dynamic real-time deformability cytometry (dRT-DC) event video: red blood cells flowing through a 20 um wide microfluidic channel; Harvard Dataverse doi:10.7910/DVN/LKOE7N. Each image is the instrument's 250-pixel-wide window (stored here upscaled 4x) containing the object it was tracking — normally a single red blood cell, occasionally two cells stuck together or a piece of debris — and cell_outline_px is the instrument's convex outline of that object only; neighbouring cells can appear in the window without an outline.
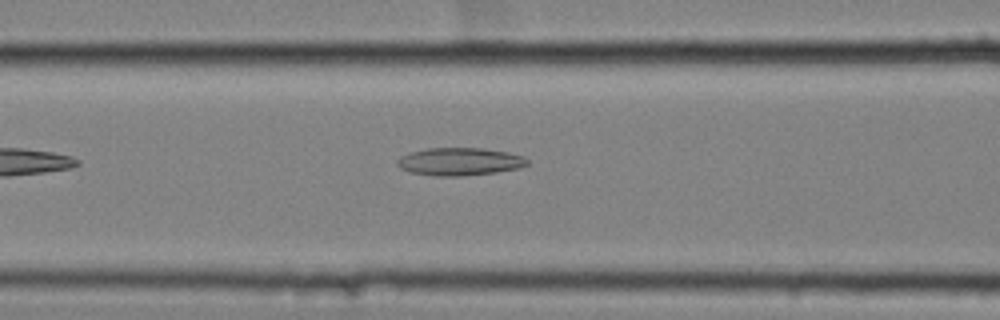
{"species": "common noctule bat (a hibernating species)", "species_latin": "Nyctalus noctula", "temperature_condition": "cold", "stored_images_in_passage": 17, "camera_frame_rate_fps": 3000, "um_per_image_px": 0.085, "animal": {"sex": "female", "body_mass_g": 25.1}, "frame": {"image": 1, "passage_image": 6, "time_ms": 1.667, "image_size_px": [1000, 320], "cell_outline_px": [[528, 164], [520, 168], [496, 172], [464, 176], [436, 176], [408, 172], [400, 168], [396, 164], [396, 160], [400, 156], [412, 152], [428, 148], [480, 148], [508, 152], [524, 156], [528, 160]], "centroid_in_image_um": [39.06, 13.74], "position_along_channel_um": 127.5, "area_um2": 21.15}}
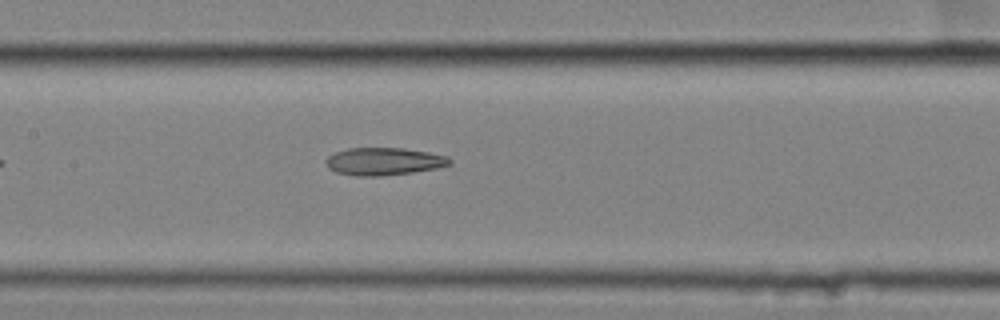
{"frame": {"image": 2, "passage_image": 10, "time_ms": 3.0, "image_size_px": [1000, 320], "cell_outline_px": [[452, 164], [436, 168], [412, 172], [380, 176], [356, 176], [336, 172], [328, 168], [324, 160], [328, 156], [336, 152], [348, 148], [404, 148], [428, 152], [448, 156], [452, 160]], "centroid_in_image_um": [32.62, 13.72], "position_along_channel_um": 174.8, "area_um2": 19.94}}
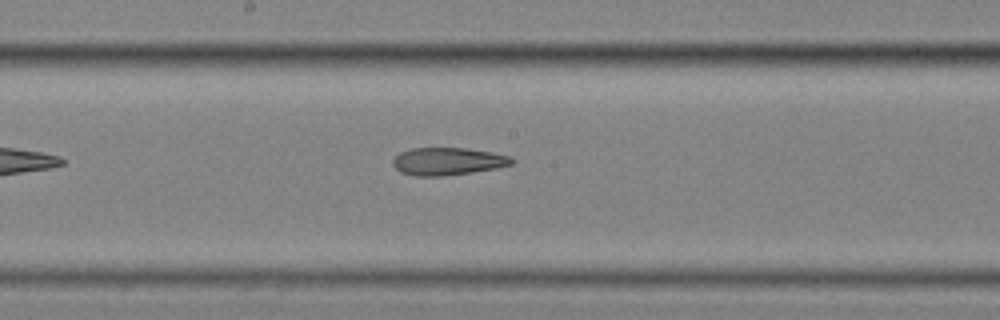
{"frame": {"image": 3, "passage_image": 13, "time_ms": 4.0, "image_size_px": [1000, 320], "cell_outline_px": [[516, 160], [512, 164], [496, 168], [472, 172], [444, 176], [416, 176], [400, 172], [392, 164], [392, 160], [400, 152], [412, 148], [464, 148], [492, 152], [512, 156]], "centroid_in_image_um": [38.08, 13.71], "position_along_channel_um": 210.1, "area_um2": 19.19}}